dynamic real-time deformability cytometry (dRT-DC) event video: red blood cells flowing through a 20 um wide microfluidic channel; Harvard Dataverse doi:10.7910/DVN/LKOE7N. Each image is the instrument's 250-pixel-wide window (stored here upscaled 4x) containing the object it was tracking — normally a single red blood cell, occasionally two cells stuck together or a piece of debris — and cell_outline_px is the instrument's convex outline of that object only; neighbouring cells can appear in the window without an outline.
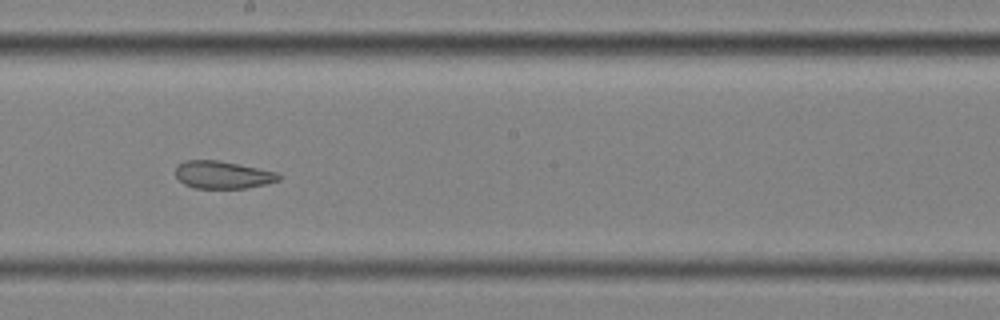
{"species": "common noctule bat (a hibernating species)", "species_latin": "Nyctalus noctula", "temperature_condition": "cold", "stored_images_in_passage": 13, "segment_of_instrument_passage": [2, 2], "camera_frame_rate_fps": 3000, "um_per_image_px": 0.085, "animal": {"sex": "female", "body_mass_g": 25.1}, "frame": {"image": 1, "passage_image": 9, "time_ms": 2.667, "image_size_px": [1000, 320], "cell_outline_px": [[280, 180], [264, 184], [244, 188], [196, 188], [184, 184], [176, 176], [176, 168], [184, 160], [216, 160], [276, 172], [280, 176]], "centroid_in_image_um": [18.9, 14.86], "position_along_channel_um": 229.3, "area_um2": 16.18}}
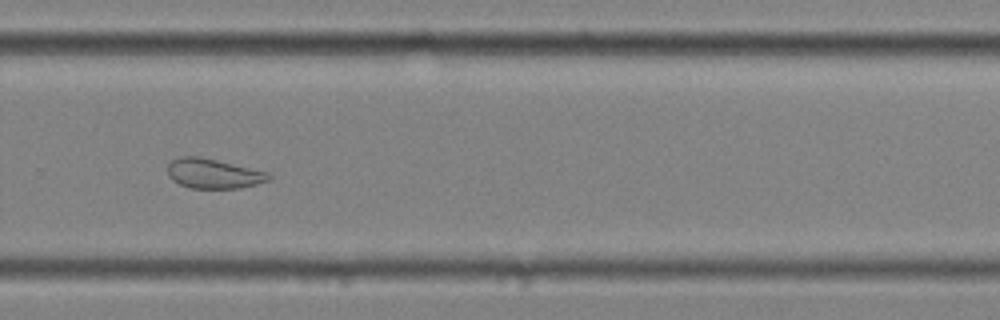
{"frame": {"image": 2, "passage_image": 11, "time_ms": 3.333, "image_size_px": [1000, 320], "cell_outline_px": [[272, 176], [268, 180], [256, 184], [240, 188], [192, 188], [180, 184], [172, 180], [168, 176], [168, 164], [172, 160], [180, 156], [200, 156], [268, 172]], "centroid_in_image_um": [18.12, 14.75], "position_along_channel_um": 311.7, "area_um2": 17.46}}
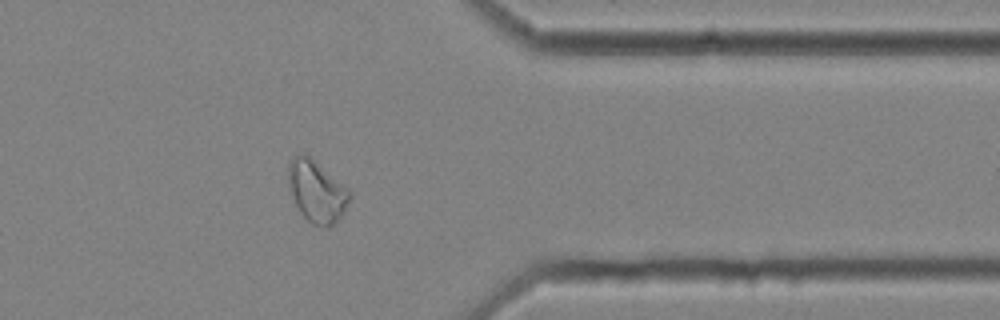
{"frame": {"image": 3, "passage_image": 13, "time_ms": 4.0, "image_size_px": [1000, 320], "cell_outline_px": [[352, 196], [344, 212], [328, 228], [312, 224], [300, 212], [288, 188], [288, 164], [292, 156], [312, 156], [348, 188]], "centroid_in_image_um": [26.92, 16.25], "position_along_channel_um": 384.5, "area_um2": 22.14}}